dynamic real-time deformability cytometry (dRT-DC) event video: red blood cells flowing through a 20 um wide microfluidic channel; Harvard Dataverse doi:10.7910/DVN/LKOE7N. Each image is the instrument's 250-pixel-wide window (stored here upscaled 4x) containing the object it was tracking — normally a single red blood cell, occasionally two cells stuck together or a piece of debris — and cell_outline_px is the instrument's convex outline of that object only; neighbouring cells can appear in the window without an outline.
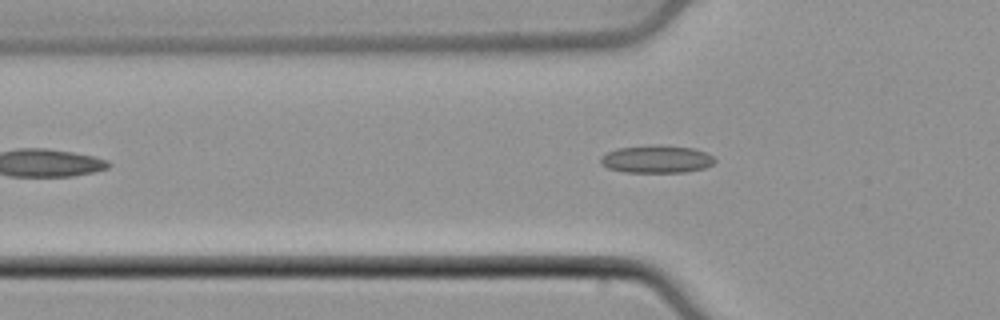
{"species": "common noctule bat (a hibernating species)", "species_latin": "Nyctalus noctula", "temperature_condition": "cold", "stored_images_in_passage": 39, "camera_frame_rate_fps": 3000, "um_per_image_px": 0.085, "animal": {"sex": "male", "body_mass_g": 21.5, "forearm_length_mm": 52.0}, "frame": {"image": 1, "passage_image": 7, "time_ms": 2.0, "image_size_px": [1000, 320], "cell_outline_px": [[716, 160], [712, 164], [704, 168], [688, 172], [624, 172], [608, 168], [600, 164], [600, 156], [616, 148], [656, 144], [692, 148], [704, 152], [712, 156]], "centroid_in_image_um": [55.77, 13.52], "position_along_channel_um": 70.0, "area_um2": 18.5}}
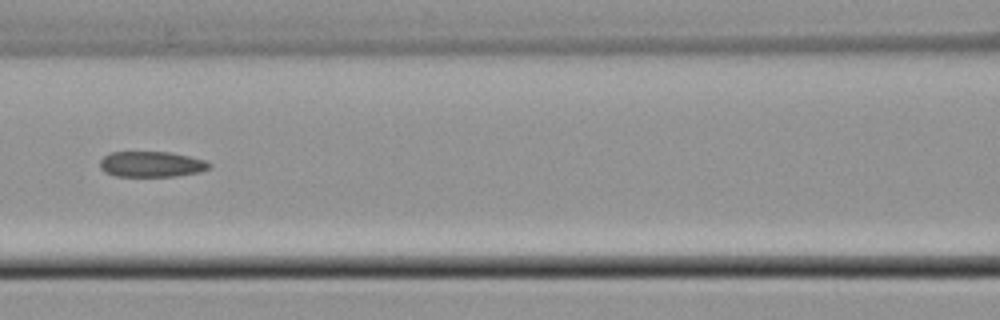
{"frame": {"image": 2, "passage_image": 13, "time_ms": 4.0, "image_size_px": [1000, 320], "cell_outline_px": [[212, 164], [208, 168], [200, 172], [176, 176], [116, 176], [104, 172], [100, 168], [100, 160], [104, 156], [112, 152], [168, 152], [188, 156], [204, 160]], "centroid_in_image_um": [12.85, 13.96], "position_along_channel_um": 153.7, "area_um2": 16.24}}
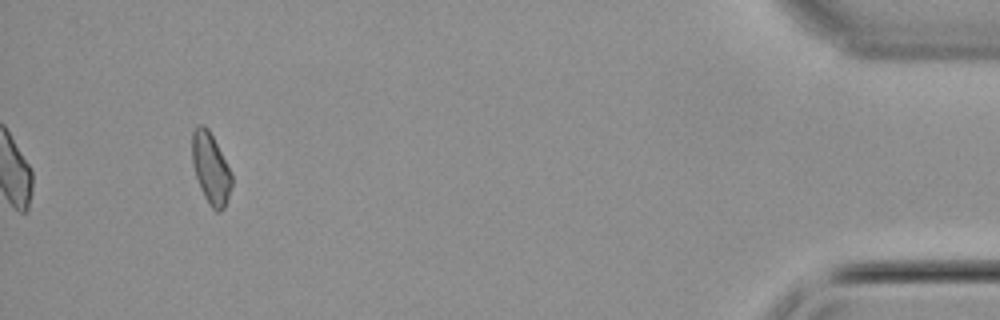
{"frame": {"image": 3, "passage_image": 37, "time_ms": 12.0, "image_size_px": [1000, 320], "cell_outline_px": [[232, 184], [224, 208], [220, 212], [216, 212], [212, 208], [204, 196], [200, 188], [192, 164], [192, 132], [200, 124], [204, 124], [208, 128], [232, 172]], "centroid_in_image_um": [17.91, 14.31], "position_along_channel_um": 417.3, "area_um2": 16.36}}